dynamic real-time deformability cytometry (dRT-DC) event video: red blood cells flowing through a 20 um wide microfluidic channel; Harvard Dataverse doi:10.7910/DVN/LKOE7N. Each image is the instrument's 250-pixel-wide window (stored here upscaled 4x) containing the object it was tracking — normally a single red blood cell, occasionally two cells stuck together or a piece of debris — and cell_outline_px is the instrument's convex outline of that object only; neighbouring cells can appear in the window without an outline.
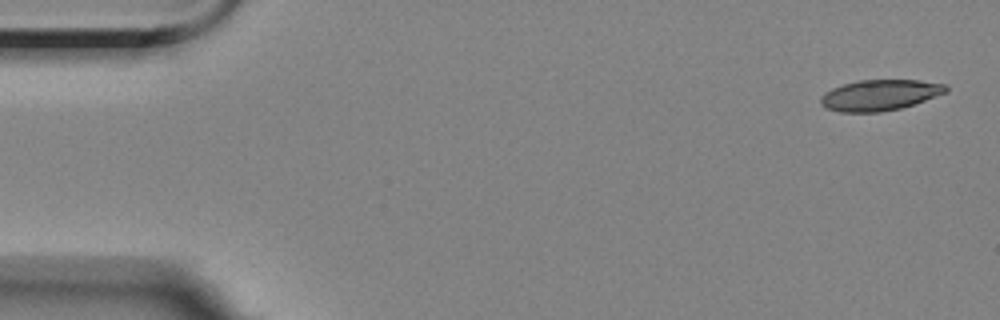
{"species": "Egyptian fruit bat (a non-hibernating species)", "species_latin": "Rousettus aegyptiacus", "temperature_condition": "room temperature", "stored_images_in_passage": 5, "camera_frame_rate_fps": 3000, "um_per_image_px": 0.085, "animal": {"sex": "female"}, "frame": {"image": 1, "passage_image": 1, "time_ms": 0.0, "image_size_px": [1000, 320], "cell_outline_px": [[948, 92], [900, 108], [880, 112], [840, 112], [828, 108], [820, 104], [820, 96], [824, 92], [832, 88], [844, 84], [860, 80], [920, 80], [944, 84], [948, 88]], "centroid_in_image_um": [74.76, 8.08], "position_along_channel_um": 10.2, "area_um2": 22.37}}
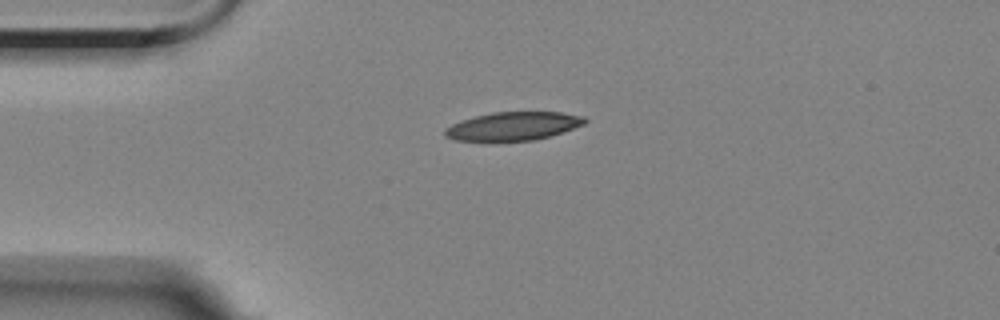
{"frame": {"image": 2, "passage_image": 4, "time_ms": 3.667, "image_size_px": [1000, 320], "cell_outline_px": [[588, 120], [584, 124], [536, 140], [488, 144], [456, 140], [444, 136], [444, 128], [452, 124], [476, 116], [492, 112], [560, 112], [584, 116]], "centroid_in_image_um": [43.54, 10.77], "position_along_channel_um": 41.5, "area_um2": 23.87}}